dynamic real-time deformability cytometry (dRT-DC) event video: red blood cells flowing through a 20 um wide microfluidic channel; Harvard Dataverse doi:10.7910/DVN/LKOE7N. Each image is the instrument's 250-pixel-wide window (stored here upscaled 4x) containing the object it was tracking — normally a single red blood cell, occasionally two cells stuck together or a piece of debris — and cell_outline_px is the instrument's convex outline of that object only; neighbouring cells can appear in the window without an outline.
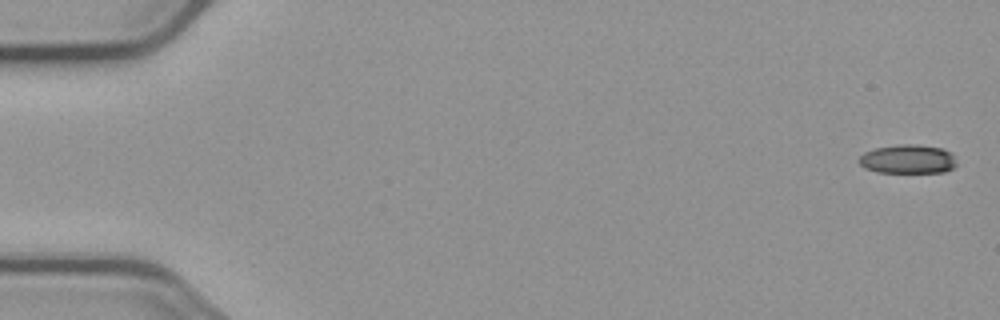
{"species": "common noctule bat (a hibernating species)", "species_latin": "Nyctalus noctula", "temperature_condition": "cold", "stored_images_in_passage": 4, "camera_frame_rate_fps": 3000, "um_per_image_px": 0.085, "animal": {"sex": "male", "body_mass_g": 23.1, "forearm_length_mm": 52.7}, "frame": {"image": 1, "passage_image": 1, "time_ms": 0.0, "image_size_px": [1000, 320], "cell_outline_px": [[956, 164], [952, 168], [944, 172], [876, 172], [864, 168], [860, 164], [860, 156], [864, 152], [876, 148], [896, 144], [920, 144], [944, 148], [952, 156]], "centroid_in_image_um": [77.14, 13.51], "position_along_channel_um": 7.9, "area_um2": 16.42}}
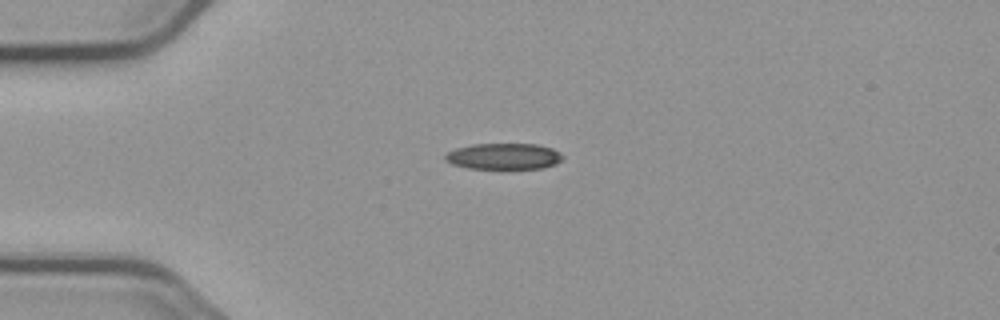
{"frame": {"image": 2, "passage_image": 3, "time_ms": 4.333, "image_size_px": [1000, 320], "cell_outline_px": [[564, 156], [556, 164], [544, 168], [468, 168], [452, 164], [444, 160], [444, 156], [448, 152], [456, 148], [472, 144], [536, 144], [552, 148], [560, 152]], "centroid_in_image_um": [42.82, 13.28], "position_along_channel_um": 42.2, "area_um2": 17.86}}